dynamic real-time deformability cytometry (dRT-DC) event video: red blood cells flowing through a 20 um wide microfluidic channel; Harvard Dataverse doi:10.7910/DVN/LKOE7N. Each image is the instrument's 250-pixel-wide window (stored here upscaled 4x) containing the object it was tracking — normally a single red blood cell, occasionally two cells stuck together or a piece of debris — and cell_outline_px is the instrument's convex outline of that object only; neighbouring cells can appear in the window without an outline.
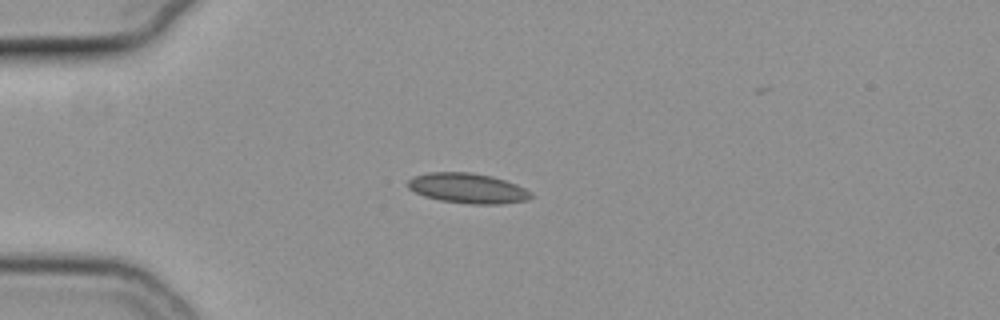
{"species": "common noctule bat (a hibernating species)", "species_latin": "Nyctalus noctula", "temperature_condition": "cold", "stored_images_in_passage": 41, "camera_frame_rate_fps": 3000, "um_per_image_px": 0.085, "animal": {"sex": "female", "body_mass_g": 19.3, "forearm_length_mm": 54.1}, "frame": {"image": 1, "passage_image": 1, "time_ms": 0.0, "image_size_px": [1000, 320], "cell_outline_px": [[532, 196], [528, 200], [500, 204], [472, 204], [440, 200], [424, 196], [408, 188], [408, 180], [412, 176], [428, 172], [472, 172], [492, 176], [516, 184], [532, 192]], "centroid_in_image_um": [39.75, 15.99], "position_along_channel_um": 45.3, "area_um2": 21.62}}
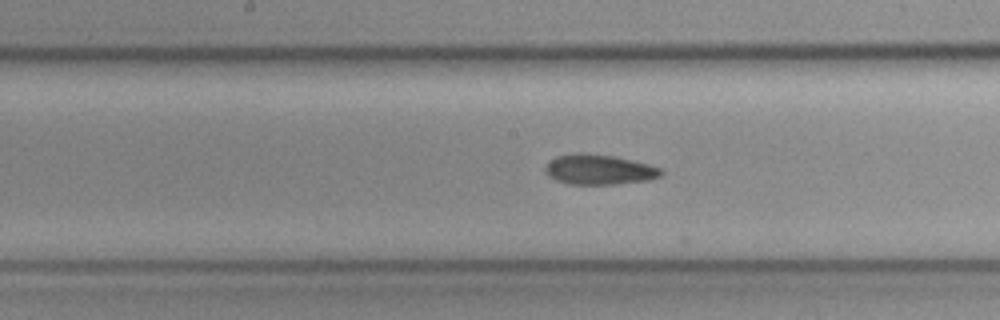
{"frame": {"image": 2, "passage_image": 15, "time_ms": 4.667, "image_size_px": [1000, 320], "cell_outline_px": [[664, 172], [660, 176], [648, 180], [616, 184], [568, 184], [556, 180], [548, 176], [544, 172], [544, 168], [556, 156], [576, 152], [580, 152], [612, 156], [648, 164], [660, 168]], "centroid_in_image_um": [50.89, 14.41], "position_along_channel_um": 197.3, "area_um2": 20.23}}
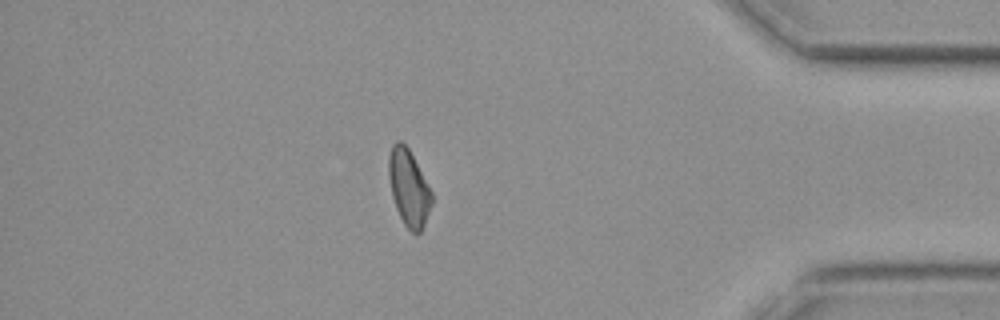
{"frame": {"image": 3, "passage_image": 34, "time_ms": 11.0, "image_size_px": [1000, 320], "cell_outline_px": [[432, 204], [424, 224], [420, 232], [416, 236], [404, 224], [396, 208], [392, 196], [388, 176], [388, 156], [392, 144], [396, 140], [400, 140], [408, 148], [432, 192]], "centroid_in_image_um": [34.72, 15.96], "position_along_channel_um": 400.5, "area_um2": 19.07}}